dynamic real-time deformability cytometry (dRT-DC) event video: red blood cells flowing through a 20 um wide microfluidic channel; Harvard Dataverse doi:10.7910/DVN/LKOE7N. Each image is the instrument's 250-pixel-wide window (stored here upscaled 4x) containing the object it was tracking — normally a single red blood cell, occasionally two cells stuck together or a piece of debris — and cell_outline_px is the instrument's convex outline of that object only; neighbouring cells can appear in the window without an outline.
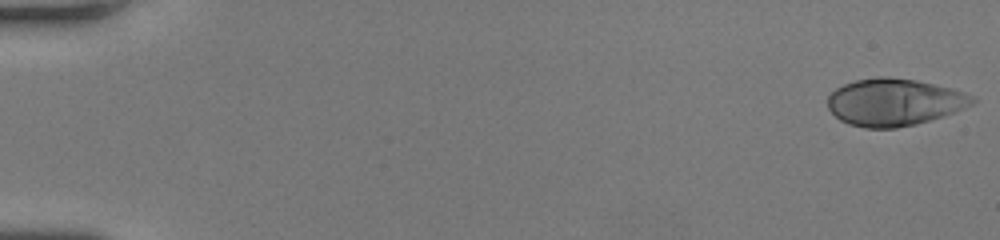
{"species": "human", "species_latin": "Homo sapiens", "temperature_condition": "room temperature", "stored_images_in_passage": 49, "camera_frame_rate_fps": 3000, "um_per_image_px": 0.085, "donor": {"sex": "female"}, "frame": {"image": 1, "passage_image": 1, "time_ms": 0.0, "image_size_px": [1000, 240], "cell_outline_px": [[976, 100], [972, 104], [964, 108], [916, 124], [896, 128], [864, 128], [848, 124], [840, 120], [828, 108], [828, 96], [836, 88], [844, 84], [856, 80], [876, 76], [888, 76], [916, 80], [952, 88], [972, 96]], "centroid_in_image_um": [75.97, 8.67], "position_along_channel_um": 9.0, "area_um2": 39.59}}
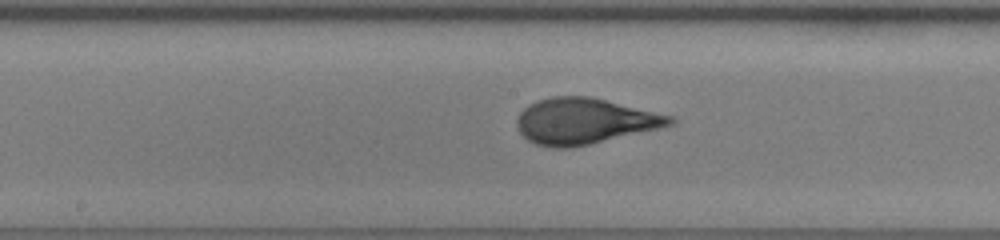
{"frame": {"image": 2, "passage_image": 27, "time_ms": 8.667, "image_size_px": [1000, 240], "cell_outline_px": [[676, 120], [672, 124], [656, 128], [572, 148], [552, 148], [536, 144], [528, 140], [520, 132], [516, 124], [516, 120], [520, 112], [528, 104], [536, 100], [552, 96], [588, 96], [672, 116]], "centroid_in_image_um": [49.59, 10.29], "position_along_channel_um": 198.6, "area_um2": 40.34}}
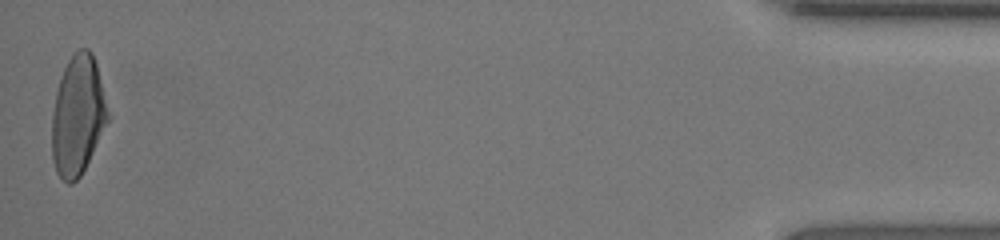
{"frame": {"image": 3, "passage_image": 49, "time_ms": 16.0, "image_size_px": [1000, 240], "cell_outline_px": [[112, 116], [80, 176], [72, 184], [68, 184], [60, 180], [56, 172], [52, 160], [52, 112], [56, 92], [60, 76], [68, 60], [80, 48], [88, 48], [92, 52], [96, 64]], "centroid_in_image_um": [6.63, 9.83], "position_along_channel_um": 428.6, "area_um2": 39.59}, "authors_computed_cell_mechanics": {"area_um2": 39.593, "velocity_mm_per_s": 4.3268, "shape_relaxation_time_tau1_ms": 4.1231, "shape_relaxation_time_tau2_ms": null, "deformation_change_tau1": 0.2122, "deformation_change_tau2": null}}